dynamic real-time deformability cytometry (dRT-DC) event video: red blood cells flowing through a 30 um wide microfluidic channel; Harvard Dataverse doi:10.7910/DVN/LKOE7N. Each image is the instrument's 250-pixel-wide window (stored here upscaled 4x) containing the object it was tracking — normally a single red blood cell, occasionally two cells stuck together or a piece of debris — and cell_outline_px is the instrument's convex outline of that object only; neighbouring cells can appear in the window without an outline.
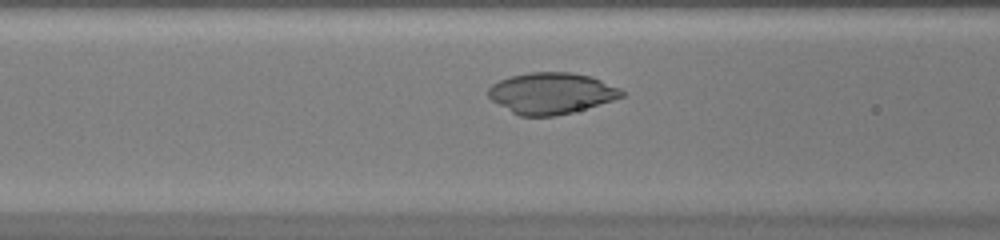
{"species": "common noctule bat (a hibernating species)", "species_latin": "Nyctalus noctula", "temperature_condition": "warm", "stored_images_in_passage": 43, "camera_frame_rate_fps": 3000, "um_per_image_px": 0.085, "animal": {"sex": "female", "body_mass_g": 20.0, "forearm_length_mm": 54.0}, "frame": {"image": 1, "passage_image": 13, "time_ms": 4.0, "image_size_px": [1000, 240], "cell_outline_px": [[628, 92], [624, 96], [612, 100], [572, 112], [556, 116], [520, 116], [512, 112], [492, 100], [488, 96], [488, 88], [492, 84], [500, 80], [512, 76], [528, 72], [572, 72], [592, 76], [620, 88]], "centroid_in_image_um": [46.89, 7.91], "position_along_channel_um": 119.7, "area_um2": 32.02}}
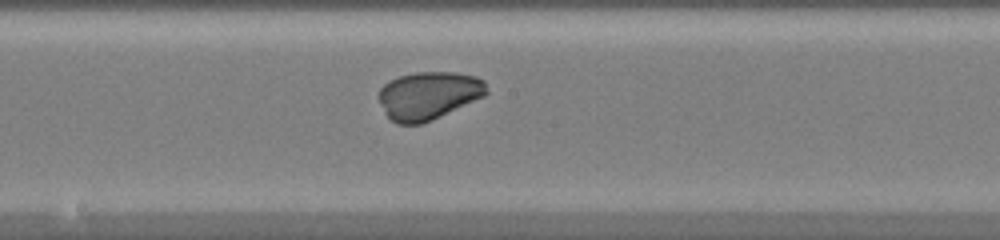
{"frame": {"image": 2, "passage_image": 20, "time_ms": 6.333, "image_size_px": [1000, 240], "cell_outline_px": [[488, 92], [484, 96], [432, 120], [420, 124], [396, 124], [384, 112], [376, 96], [380, 88], [388, 80], [400, 76], [416, 72], [456, 72], [476, 76], [484, 80]], "centroid_in_image_um": [36.39, 8.11], "position_along_channel_um": 211.8, "area_um2": 30.29}}
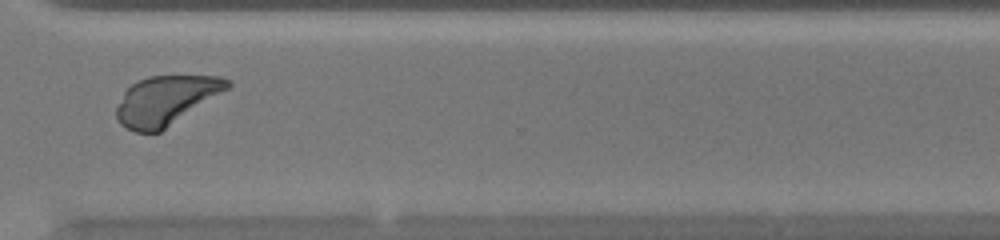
{"frame": {"image": 3, "passage_image": 31, "time_ms": 10.0, "image_size_px": [1000, 240], "cell_outline_px": [[232, 84], [228, 88], [160, 132], [136, 132], [124, 128], [116, 120], [116, 108], [124, 92], [132, 84], [148, 76], [220, 76], [232, 80]], "centroid_in_image_um": [14.07, 8.53], "position_along_channel_um": 356.5, "area_um2": 31.44}}